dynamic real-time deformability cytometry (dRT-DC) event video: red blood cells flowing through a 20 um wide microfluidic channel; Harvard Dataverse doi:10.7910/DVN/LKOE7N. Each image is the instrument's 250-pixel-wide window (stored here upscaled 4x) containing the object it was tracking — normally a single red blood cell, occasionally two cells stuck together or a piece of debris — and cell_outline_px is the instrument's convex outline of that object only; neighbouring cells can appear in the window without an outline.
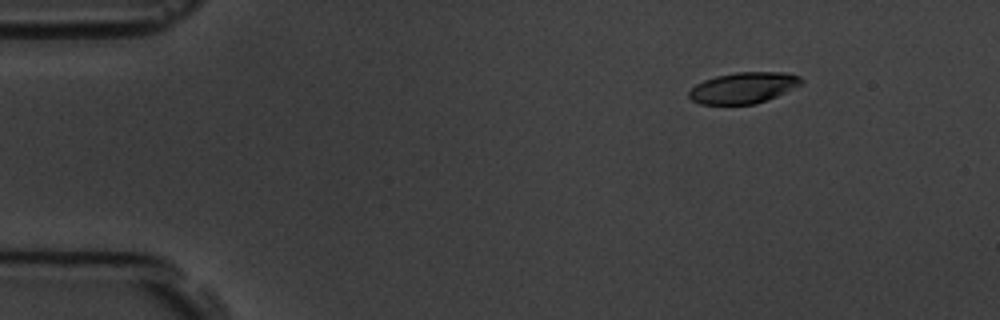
{"species": "common noctule bat (a hibernating species)", "species_latin": "Nyctalus noctula", "temperature_condition": "room temperature", "stored_images_in_passage": 10, "camera_frame_rate_fps": 3000, "um_per_image_px": 0.085, "animal": {"sex": "male", "body_mass_g": 19.5, "forearm_length_mm": 54.6}, "frame": {"image": 1, "passage_image": 1, "time_ms": 0.0, "image_size_px": [1000, 320], "cell_outline_px": [[804, 84], [776, 96], [756, 104], [700, 104], [692, 100], [688, 96], [688, 92], [696, 84], [704, 80], [716, 76], [736, 72], [784, 72], [800, 76], [804, 80]], "centroid_in_image_um": [63.22, 7.46], "position_along_channel_um": 21.8, "area_um2": 20.4}}
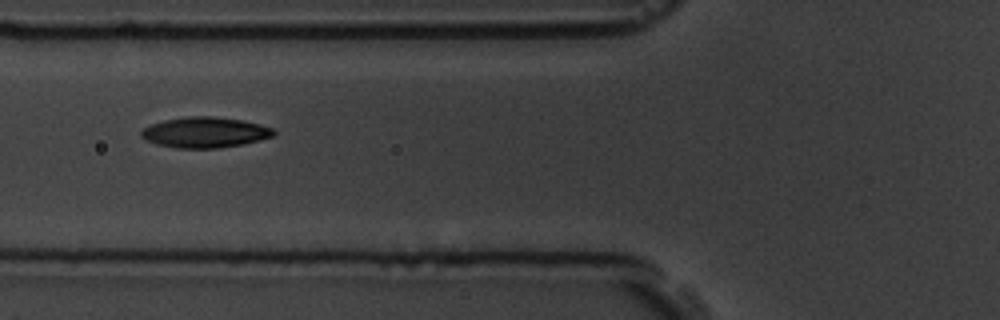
{"frame": {"image": 2, "passage_image": 5, "time_ms": 4.667, "image_size_px": [1000, 320], "cell_outline_px": [[276, 132], [272, 136], [260, 140], [244, 144], [216, 148], [176, 148], [156, 144], [140, 136], [140, 132], [144, 128], [152, 124], [164, 120], [188, 116], [212, 116], [240, 120], [260, 124], [272, 128]], "centroid_in_image_um": [17.42, 11.25], "position_along_channel_um": 108.4, "area_um2": 23.47}}
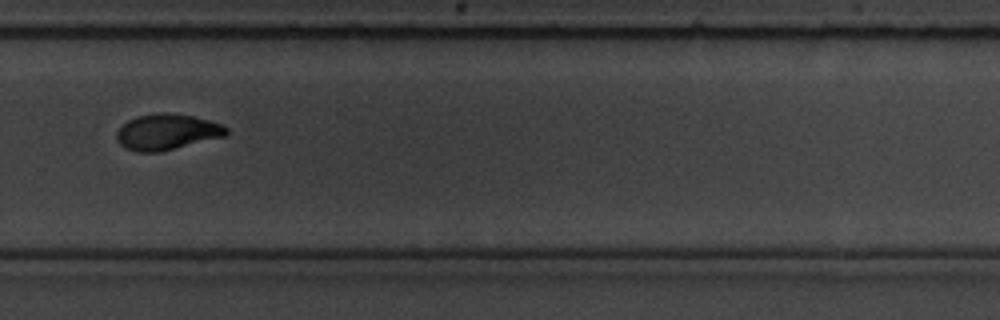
{"frame": {"image": 3, "passage_image": 10, "time_ms": 10.333, "image_size_px": [1000, 320], "cell_outline_px": [[228, 132], [224, 136], [160, 152], [136, 152], [124, 148], [116, 140], [116, 132], [128, 120], [136, 116], [160, 112], [168, 112], [192, 116], [208, 120], [220, 124], [228, 128]], "centroid_in_image_um": [14.15, 11.22], "position_along_channel_um": 315.7, "area_um2": 22.89}}